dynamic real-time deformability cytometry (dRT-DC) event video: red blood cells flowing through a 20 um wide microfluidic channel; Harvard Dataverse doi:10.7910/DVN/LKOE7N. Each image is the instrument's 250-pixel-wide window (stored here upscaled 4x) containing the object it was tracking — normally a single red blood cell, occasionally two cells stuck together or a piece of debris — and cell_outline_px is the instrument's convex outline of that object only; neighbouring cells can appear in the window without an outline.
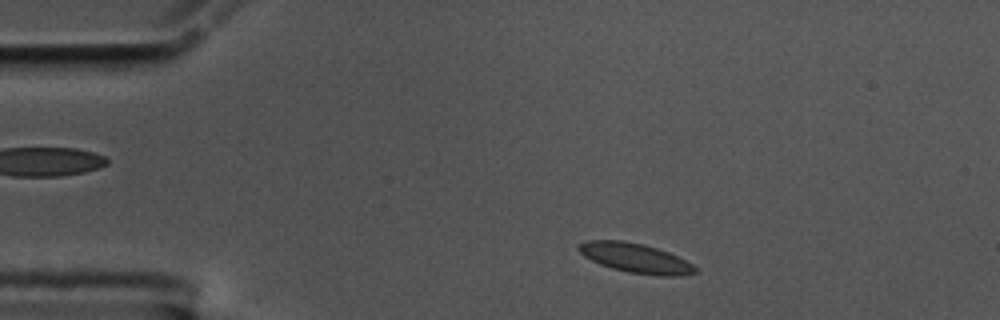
{"species": "common noctule bat (a hibernating species)", "species_latin": "Nyctalus noctula", "temperature_condition": "cold", "stored_images_in_passage": 52, "camera_frame_rate_fps": 3000, "um_per_image_px": 0.085, "animal": {"sex": "male", "body_mass_g": 17.5, "forearm_length_mm": 52.3}, "frame": {"image": 1, "passage_image": 5, "time_ms": 1.333, "image_size_px": [1000, 320], "cell_outline_px": [[696, 272], [676, 276], [660, 276], [628, 272], [612, 268], [600, 264], [584, 256], [576, 248], [580, 244], [588, 240], [624, 240], [644, 244], [668, 252], [692, 264], [696, 268]], "centroid_in_image_um": [53.98, 21.92], "position_along_channel_um": 31.0, "area_um2": 19.83}}
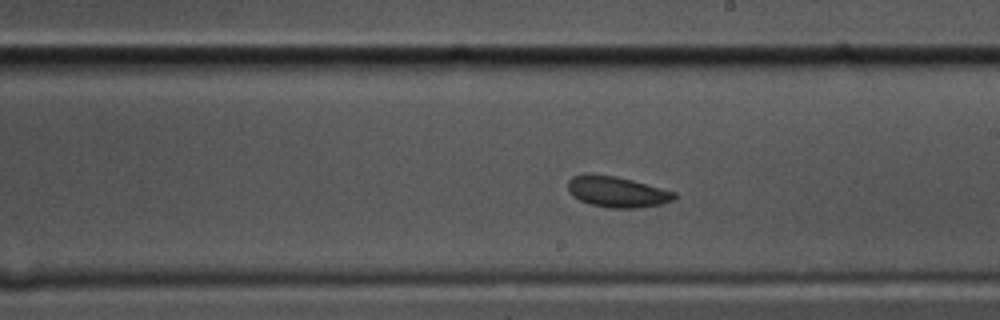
{"frame": {"image": 2, "passage_image": 27, "time_ms": 8.667, "image_size_px": [1000, 320], "cell_outline_px": [[676, 200], [664, 204], [640, 208], [608, 208], [592, 204], [580, 200], [572, 196], [568, 192], [568, 180], [572, 176], [584, 172], [616, 176], [632, 180], [676, 192]], "centroid_in_image_um": [52.44, 16.3], "position_along_channel_um": 236.6, "area_um2": 19.54}}
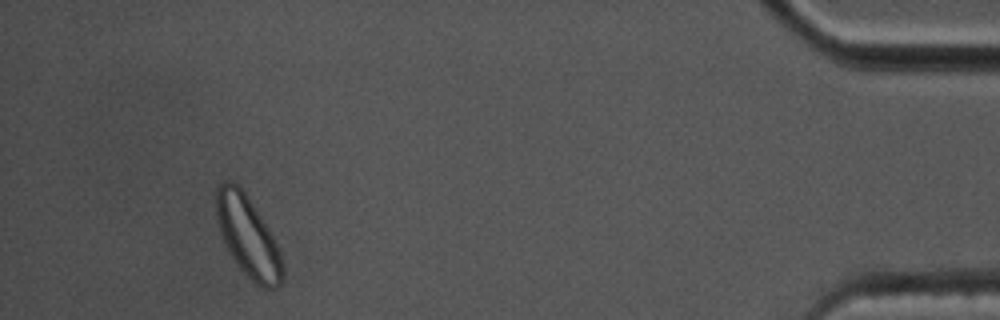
{"frame": {"image": 3, "passage_image": 48, "time_ms": 15.667, "image_size_px": [1000, 320], "cell_outline_px": [[284, 280], [276, 288], [264, 288], [256, 284], [240, 268], [232, 256], [224, 240], [216, 216], [216, 188], [224, 180], [232, 180], [244, 192], [260, 216], [272, 236], [276, 244], [284, 268]], "centroid_in_image_um": [21.08, 20.11], "position_along_channel_um": 414.1, "area_um2": 30.4}, "authors_computed_cell_mechanics": {"area_um2": 19.5364, "velocity_mm_per_s": 3.4771, "shape_relaxation_time_tau1_ms": 2.6343, "shape_relaxation_time_tau2_ms": 7.8083, "deformation_change_tau1": 0.0934, "deformation_change_tau2": 0.1237}}